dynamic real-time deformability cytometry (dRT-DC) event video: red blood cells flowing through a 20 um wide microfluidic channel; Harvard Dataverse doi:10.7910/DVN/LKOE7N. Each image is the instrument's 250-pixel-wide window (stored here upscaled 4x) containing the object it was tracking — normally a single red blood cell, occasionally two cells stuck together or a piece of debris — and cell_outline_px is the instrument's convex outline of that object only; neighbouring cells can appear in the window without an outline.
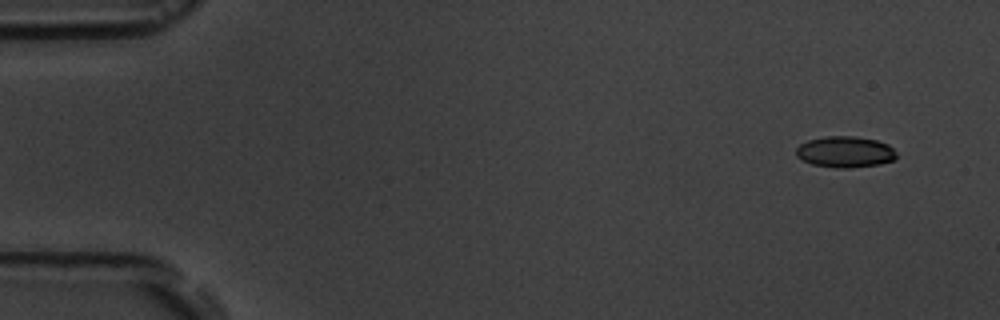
{"species": "common noctule bat (a hibernating species)", "species_latin": "Nyctalus noctula", "temperature_condition": "room temperature", "stored_images_in_passage": 2, "camera_frame_rate_fps": 3000, "um_per_image_px": 0.085, "animal": {"sex": "male", "body_mass_g": 19.5, "forearm_length_mm": 54.6}, "frame": {"image": 1, "passage_image": 2, "time_ms": 1.333, "image_size_px": [1000, 320], "cell_outline_px": [[896, 156], [892, 160], [880, 164], [848, 168], [836, 168], [812, 164], [796, 156], [796, 148], [800, 144], [808, 140], [824, 136], [852, 136], [876, 140], [888, 144], [896, 152]], "centroid_in_image_um": [71.82, 12.91], "position_along_channel_um": 13.2, "area_um2": 18.15}}